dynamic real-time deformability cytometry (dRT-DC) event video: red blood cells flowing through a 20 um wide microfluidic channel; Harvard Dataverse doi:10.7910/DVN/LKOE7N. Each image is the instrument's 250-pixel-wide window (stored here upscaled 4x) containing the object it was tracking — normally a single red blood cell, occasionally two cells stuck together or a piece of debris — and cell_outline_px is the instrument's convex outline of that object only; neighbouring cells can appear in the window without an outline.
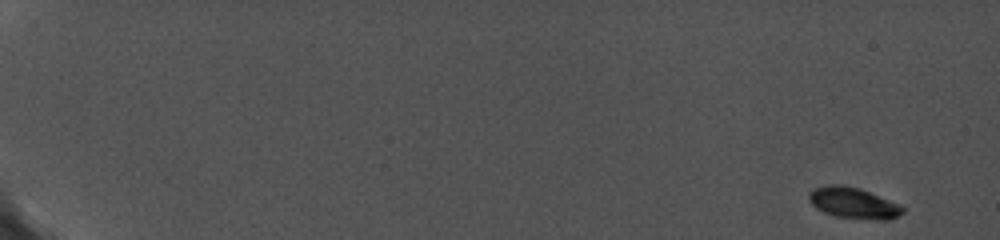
{"species": "common noctule bat (a hibernating species)", "species_latin": "Nyctalus noctula", "temperature_condition": "cold", "stored_images_in_passage": 43, "camera_frame_rate_fps": 5000, "um_per_image_px": 0.085, "animal": {"sex": "female", "body_mass_g": 19.0, "forearm_length_mm": 56.7}, "frame": {"image": 1, "passage_image": 1, "time_ms": 0.0, "image_size_px": [1000, 240], "cell_outline_px": [[904, 212], [888, 220], [880, 220], [836, 216], [824, 212], [816, 208], [808, 200], [808, 192], [812, 188], [828, 184], [844, 184], [860, 188], [900, 204], [904, 208]], "centroid_in_image_um": [72.51, 17.23], "position_along_channel_um": 12.5, "area_um2": 17.11}}
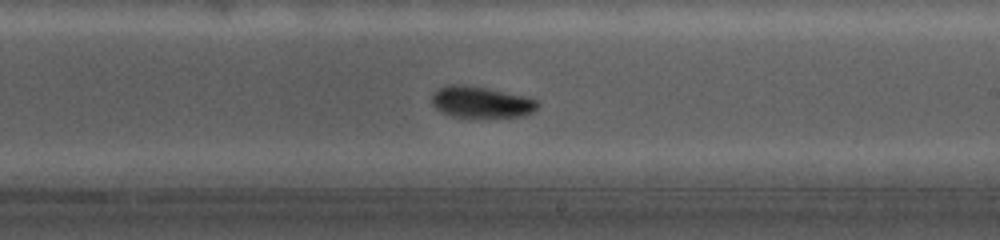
{"frame": {"image": 2, "passage_image": 28, "time_ms": 11.8, "image_size_px": [1000, 240], "cell_outline_px": [[540, 104], [532, 112], [524, 116], [480, 120], [472, 120], [448, 116], [436, 108], [432, 104], [432, 96], [440, 88], [484, 88], [520, 96], [536, 100]], "centroid_in_image_um": [40.94, 8.82], "position_along_channel_um": 248.1, "area_um2": 19.02}}
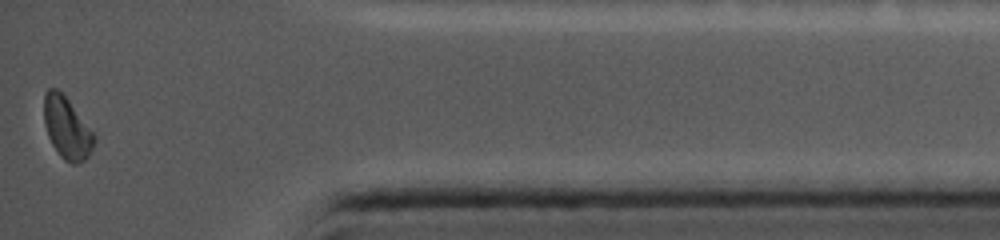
{"frame": {"image": 3, "passage_image": 43, "time_ms": 17.0, "image_size_px": [1000, 240], "cell_outline_px": [[96, 140], [88, 156], [84, 160], [76, 164], [72, 164], [64, 160], [60, 156], [52, 144], [48, 136], [44, 124], [44, 92], [48, 88], [56, 88], [68, 100], [96, 136]], "centroid_in_image_um": [5.67, 10.89], "position_along_channel_um": 429.5, "area_um2": 17.92}, "authors_computed_cell_mechanics": {"area_um2": 18.496, "velocity_mm_per_s": 3.78, "shape_relaxation_time_tau1_ms": 5.4604, "shape_relaxation_time_tau2_ms": 2.1349, "deformation_change_tau1": 0.168, "deformation_change_tau2": 0.0548}}